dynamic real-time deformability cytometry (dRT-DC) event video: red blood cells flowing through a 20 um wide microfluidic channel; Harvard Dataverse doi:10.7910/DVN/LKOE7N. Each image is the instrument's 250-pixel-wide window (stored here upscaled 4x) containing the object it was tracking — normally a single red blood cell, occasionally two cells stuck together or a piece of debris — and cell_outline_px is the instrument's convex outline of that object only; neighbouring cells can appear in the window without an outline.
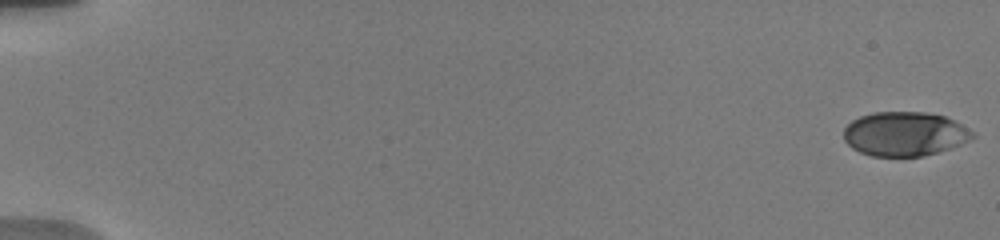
{"species": "human", "species_latin": "Homo sapiens", "temperature_condition": "warm", "stored_images_in_passage": 44, "camera_frame_rate_fps": 3000, "um_per_image_px": 0.085, "donor": {"sex": "male"}, "frame": {"image": 1, "passage_image": 1, "time_ms": 0.0, "image_size_px": [1000, 240], "cell_outline_px": [[976, 136], [960, 144], [924, 156], [872, 156], [860, 152], [852, 148], [844, 140], [844, 128], [852, 120], [860, 116], [872, 112], [924, 112], [944, 116], [960, 124], [972, 132]], "centroid_in_image_um": [76.85, 11.38], "position_along_channel_um": 8.2, "area_um2": 32.89}}
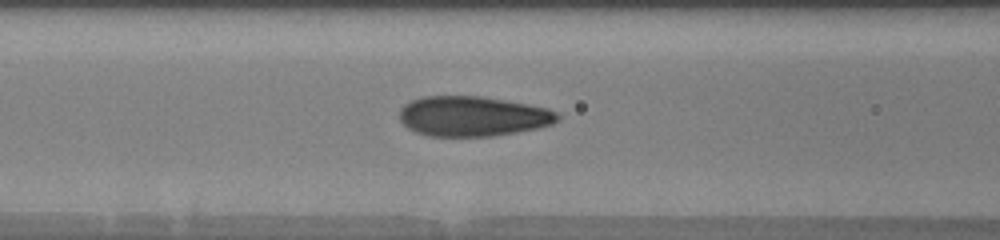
{"frame": {"image": 2, "passage_image": 16, "time_ms": 8.0, "image_size_px": [1000, 240], "cell_outline_px": [[560, 120], [552, 124], [536, 128], [516, 132], [492, 136], [428, 136], [416, 132], [408, 128], [400, 120], [400, 108], [404, 104], [420, 96], [480, 96], [528, 104], [548, 108], [560, 112]], "centroid_in_image_um": [40.19, 9.87], "position_along_channel_um": 126.4, "area_um2": 37.05}}
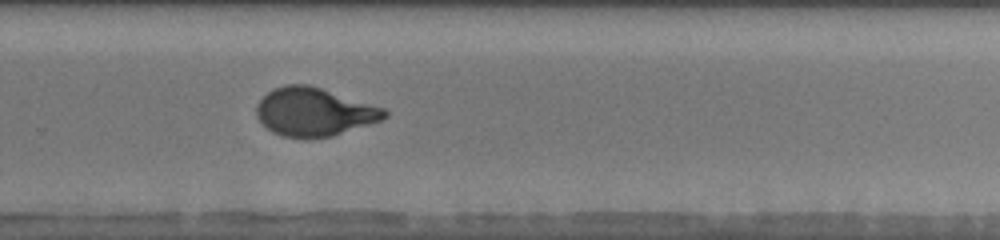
{"frame": {"image": 3, "passage_image": 30, "time_ms": 12.667, "image_size_px": [1000, 240], "cell_outline_px": [[388, 116], [380, 120], [332, 136], [280, 136], [272, 132], [256, 116], [256, 104], [272, 88], [288, 84], [308, 84], [384, 108], [388, 112]], "centroid_in_image_um": [26.67, 9.49], "position_along_channel_um": 303.1, "area_um2": 35.32}}